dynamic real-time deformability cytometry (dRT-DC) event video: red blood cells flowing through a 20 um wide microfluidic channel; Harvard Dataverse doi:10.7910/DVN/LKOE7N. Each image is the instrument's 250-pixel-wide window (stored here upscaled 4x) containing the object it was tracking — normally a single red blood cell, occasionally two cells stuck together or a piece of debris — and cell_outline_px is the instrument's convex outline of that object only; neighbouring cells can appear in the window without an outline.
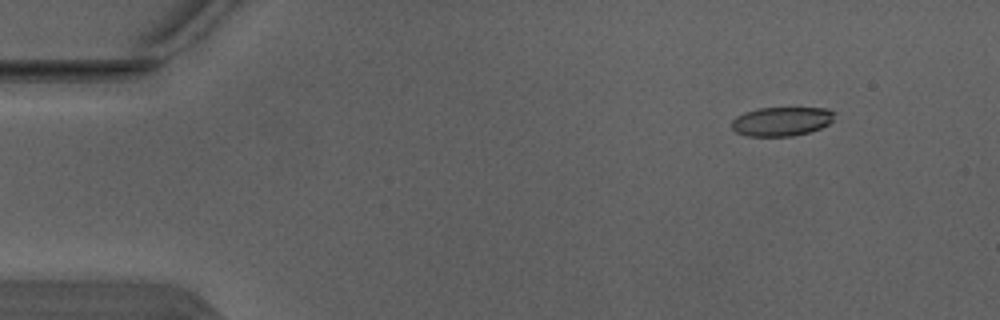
{"species": "Egyptian fruit bat (a non-hibernating species)", "species_latin": "Rousettus aegyptiacus", "temperature_condition": "warm", "stored_images_in_passage": 5, "camera_frame_rate_fps": 3000, "um_per_image_px": 0.085, "animal": {"sex": "male"}, "frame": {"image": 1, "passage_image": 1, "time_ms": 0.0, "image_size_px": [1000, 320], "cell_outline_px": [[836, 112], [832, 120], [828, 124], [820, 128], [808, 132], [792, 136], [748, 136], [736, 132], [732, 128], [732, 120], [736, 116], [744, 112], [760, 108], [828, 108]], "centroid_in_image_um": [66.43, 10.31], "position_along_channel_um": 18.6, "area_um2": 17.4}}
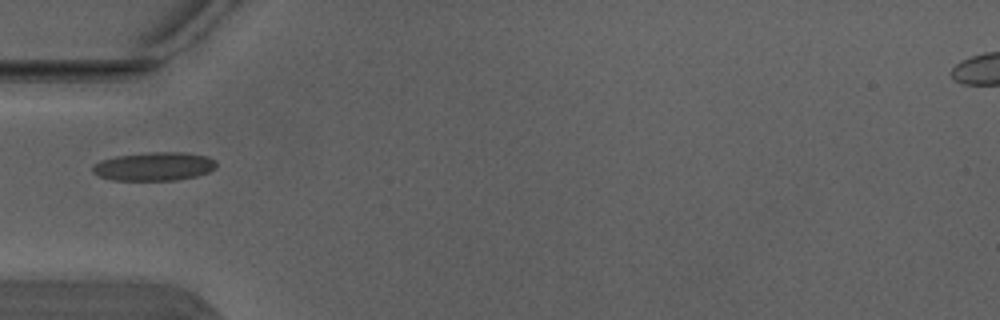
{"frame": {"image": 2, "passage_image": 4, "time_ms": 1.0, "image_size_px": [1000, 320], "cell_outline_px": [[216, 168], [208, 172], [196, 176], [176, 180], [112, 180], [100, 176], [92, 172], [92, 164], [100, 160], [116, 156], [152, 152], [184, 152], [208, 156], [216, 160]], "centroid_in_image_um": [13.1, 14.14], "position_along_channel_um": 71.9, "area_um2": 20.69}}
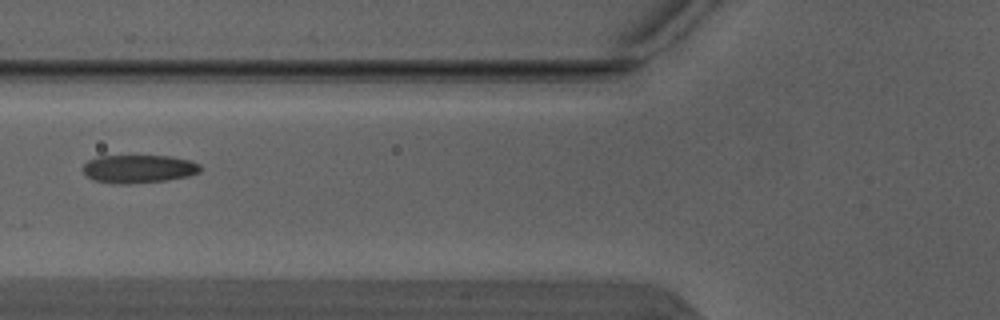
{"frame": {"image": 3, "passage_image": 5, "time_ms": 1.333, "image_size_px": [1000, 320], "cell_outline_px": [[200, 172], [188, 176], [164, 180], [128, 184], [116, 184], [96, 180], [88, 176], [84, 172], [84, 164], [88, 160], [100, 156], [172, 156], [192, 160], [200, 164]], "centroid_in_image_um": [11.82, 14.34], "position_along_channel_um": 114.0, "area_um2": 19.13}}